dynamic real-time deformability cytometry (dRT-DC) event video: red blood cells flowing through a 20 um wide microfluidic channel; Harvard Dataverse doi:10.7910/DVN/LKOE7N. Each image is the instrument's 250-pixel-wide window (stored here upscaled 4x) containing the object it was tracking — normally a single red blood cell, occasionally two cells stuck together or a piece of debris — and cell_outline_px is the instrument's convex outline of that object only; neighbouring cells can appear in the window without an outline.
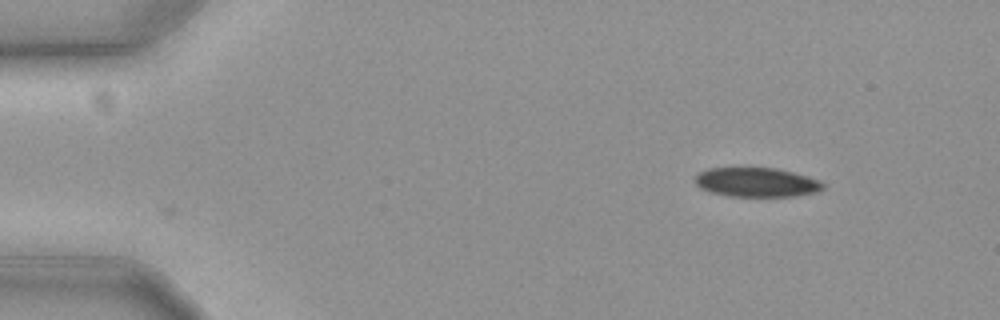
{"species": "common noctule bat (a hibernating species)", "species_latin": "Nyctalus noctula", "temperature_condition": "cold", "stored_images_in_passage": 2, "camera_frame_rate_fps": 3000, "um_per_image_px": 0.085, "animal": {"sex": "female", "body_mass_g": 19.3, "forearm_length_mm": 54.1}, "frame": {"image": 1, "passage_image": 1, "time_ms": 0.0, "image_size_px": [1000, 320], "cell_outline_px": [[824, 188], [816, 192], [796, 196], [728, 196], [708, 192], [700, 188], [696, 184], [696, 176], [700, 172], [708, 168], [740, 164], [776, 168], [808, 176], [820, 180], [824, 184]], "centroid_in_image_um": [64.26, 15.44], "position_along_channel_um": 20.7, "area_um2": 22.83}}